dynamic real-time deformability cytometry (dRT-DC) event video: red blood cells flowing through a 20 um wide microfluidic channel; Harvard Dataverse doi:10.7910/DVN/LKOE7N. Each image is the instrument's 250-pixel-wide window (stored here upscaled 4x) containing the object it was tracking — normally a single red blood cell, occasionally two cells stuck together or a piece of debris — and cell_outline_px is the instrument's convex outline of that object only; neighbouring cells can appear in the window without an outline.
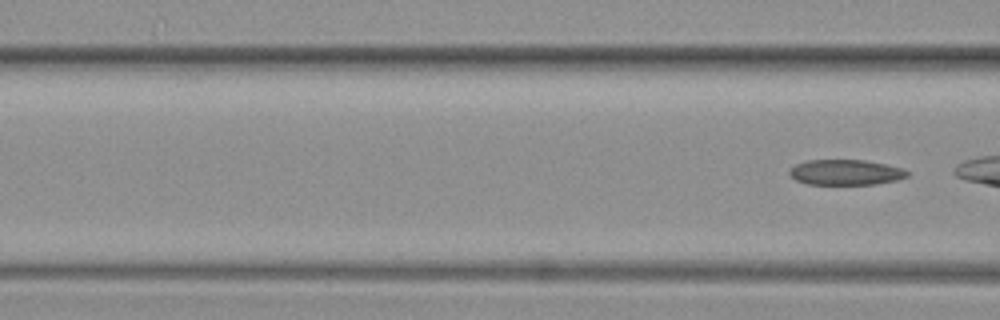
{"species": "common noctule bat (a hibernating species)", "species_latin": "Nyctalus noctula", "temperature_condition": "warm", "stored_images_in_passage": 4, "camera_frame_rate_fps": 3000, "um_per_image_px": 0.085, "animal": {"sex": "female", "body_mass_g": 19.3, "forearm_length_mm": 54.1}, "frame": {"image": 1, "passage_image": 4, "time_ms": 1.0, "image_size_px": [1000, 320], "cell_outline_px": [[908, 176], [900, 180], [876, 184], [808, 184], [796, 180], [788, 172], [796, 164], [808, 160], [864, 160], [904, 168], [908, 172]], "centroid_in_image_um": [71.92, 14.65], "position_along_channel_um": 94.7, "area_um2": 17.4}}